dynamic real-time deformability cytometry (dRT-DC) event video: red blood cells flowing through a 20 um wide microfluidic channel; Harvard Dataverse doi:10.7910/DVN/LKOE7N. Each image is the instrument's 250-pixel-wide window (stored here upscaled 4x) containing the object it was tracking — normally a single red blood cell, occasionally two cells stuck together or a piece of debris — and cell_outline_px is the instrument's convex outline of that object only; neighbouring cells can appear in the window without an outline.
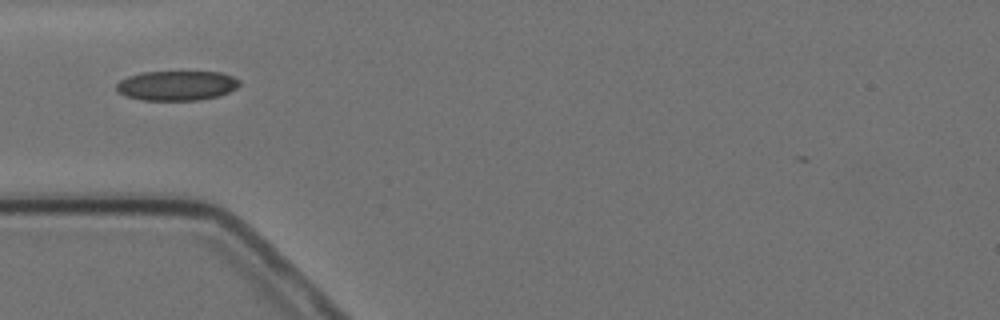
{"species": "Egyptian fruit bat (a non-hibernating species)", "species_latin": "Rousettus aegyptiacus", "temperature_condition": "cold", "stored_images_in_passage": 4, "camera_frame_rate_fps": 3000, "um_per_image_px": 0.085, "animal": {"sex": "female"}, "frame": {"image": 1, "passage_image": 1, "time_ms": 0.0, "image_size_px": [1000, 320], "cell_outline_px": [[240, 84], [236, 88], [228, 92], [216, 96], [200, 100], [140, 100], [128, 96], [120, 92], [116, 88], [116, 84], [120, 80], [128, 76], [144, 72], [220, 72], [232, 76], [240, 80]], "centroid_in_image_um": [15.03, 7.27], "position_along_channel_um": 70.0, "area_um2": 21.15}}
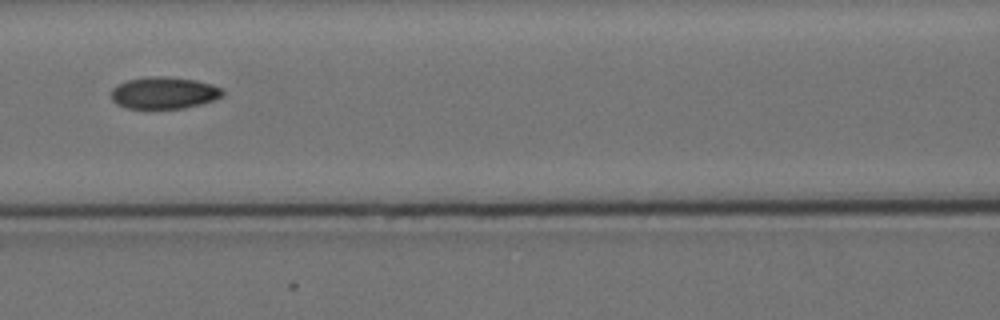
{"frame": {"image": 2, "passage_image": 3, "time_ms": 2.333, "image_size_px": [1000, 320], "cell_outline_px": [[224, 96], [200, 104], [184, 108], [124, 108], [116, 104], [112, 100], [112, 88], [128, 80], [152, 76], [164, 76], [196, 80], [212, 84], [224, 88]], "centroid_in_image_um": [13.97, 7.89], "position_along_channel_um": 152.6, "area_um2": 20.69}}
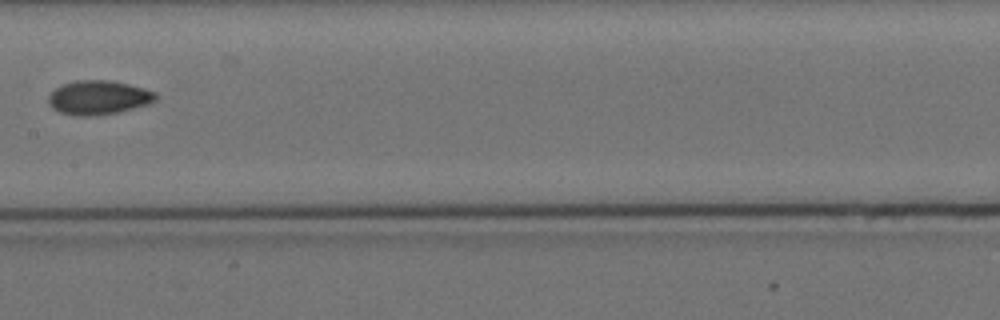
{"frame": {"image": 3, "passage_image": 4, "time_ms": 3.667, "image_size_px": [1000, 320], "cell_outline_px": [[156, 100], [148, 104], [116, 112], [88, 116], [76, 116], [60, 112], [52, 108], [48, 100], [48, 96], [56, 88], [64, 84], [76, 80], [108, 80], [128, 84], [144, 88], [156, 92]], "centroid_in_image_um": [8.36, 8.28], "position_along_channel_um": 199.0, "area_um2": 21.04}}